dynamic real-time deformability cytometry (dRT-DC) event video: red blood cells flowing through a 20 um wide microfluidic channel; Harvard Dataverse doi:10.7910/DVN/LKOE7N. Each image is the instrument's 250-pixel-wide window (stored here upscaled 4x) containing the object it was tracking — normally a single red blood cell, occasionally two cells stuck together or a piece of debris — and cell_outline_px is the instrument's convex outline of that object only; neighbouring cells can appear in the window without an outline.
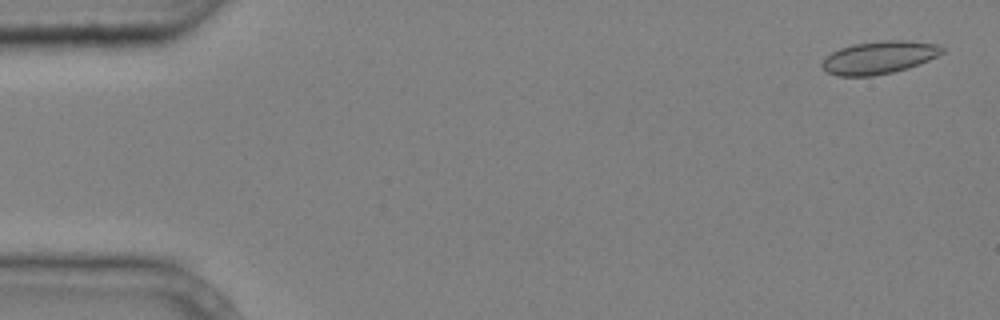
{"species": "common noctule bat (a hibernating species)", "species_latin": "Nyctalus noctula", "temperature_condition": "cold", "stored_images_in_passage": 6, "camera_frame_rate_fps": 3000, "um_per_image_px": 0.085, "animal": {"sex": "male", "body_mass_g": 20.4}, "frame": {"image": 1, "passage_image": 1, "time_ms": 0.0, "image_size_px": [1000, 320], "cell_outline_px": [[944, 52], [928, 60], [908, 68], [892, 72], [872, 76], [836, 76], [828, 72], [820, 64], [832, 52], [840, 48], [852, 44], [880, 40], [908, 40], [940, 44], [944, 48]], "centroid_in_image_um": [74.74, 4.87], "position_along_channel_um": 10.3, "area_um2": 22.95}}
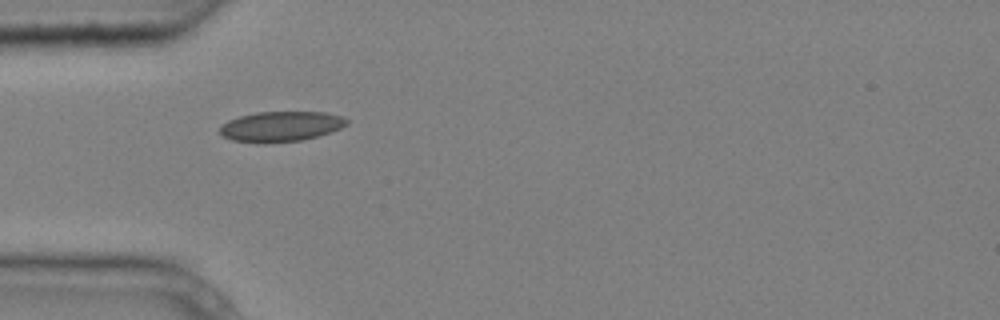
{"frame": {"image": 2, "passage_image": 5, "time_ms": 1.333, "image_size_px": [1000, 320], "cell_outline_px": [[348, 124], [332, 132], [300, 140], [264, 144], [232, 140], [224, 136], [220, 132], [220, 128], [228, 120], [240, 116], [256, 112], [324, 112], [340, 116], [348, 120]], "centroid_in_image_um": [23.87, 10.75], "position_along_channel_um": 61.1, "area_um2": 22.25}}
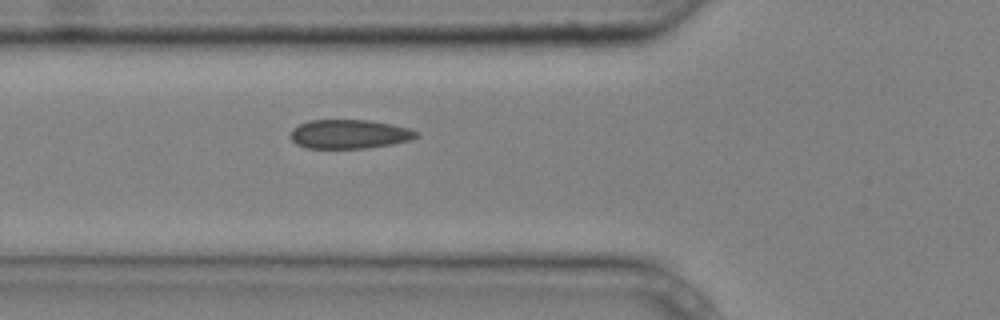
{"frame": {"image": 3, "passage_image": 6, "time_ms": 1.667, "image_size_px": [1000, 320], "cell_outline_px": [[420, 136], [412, 140], [392, 144], [368, 148], [308, 148], [296, 144], [292, 140], [292, 128], [308, 120], [368, 120], [392, 124], [408, 128], [420, 132]], "centroid_in_image_um": [29.75, 11.4], "position_along_channel_um": 96.1, "area_um2": 21.39}}